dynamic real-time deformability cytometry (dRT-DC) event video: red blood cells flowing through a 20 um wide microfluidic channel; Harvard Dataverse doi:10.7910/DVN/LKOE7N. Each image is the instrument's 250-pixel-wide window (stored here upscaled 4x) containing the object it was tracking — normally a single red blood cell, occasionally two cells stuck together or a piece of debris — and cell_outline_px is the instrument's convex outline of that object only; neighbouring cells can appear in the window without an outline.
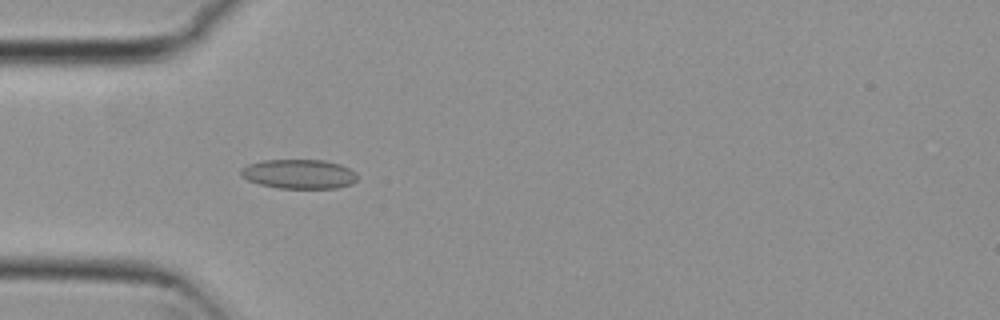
{"species": "common noctule bat (a hibernating species)", "species_latin": "Nyctalus noctula", "temperature_condition": "cold", "stored_images_in_passage": 37, "camera_frame_rate_fps": 3000, "um_per_image_px": 0.085, "animal": {"sex": "female", "body_mass_g": 29.2, "forearm_length_mm": 56.3}, "frame": {"image": 1, "passage_image": 13, "time_ms": 4.0, "image_size_px": [1000, 320], "cell_outline_px": [[356, 180], [352, 184], [336, 188], [276, 188], [260, 184], [248, 180], [240, 176], [240, 172], [248, 164], [264, 160], [324, 160], [340, 164], [356, 172]], "centroid_in_image_um": [25.42, 14.79], "position_along_channel_um": 59.6, "area_um2": 19.88}}
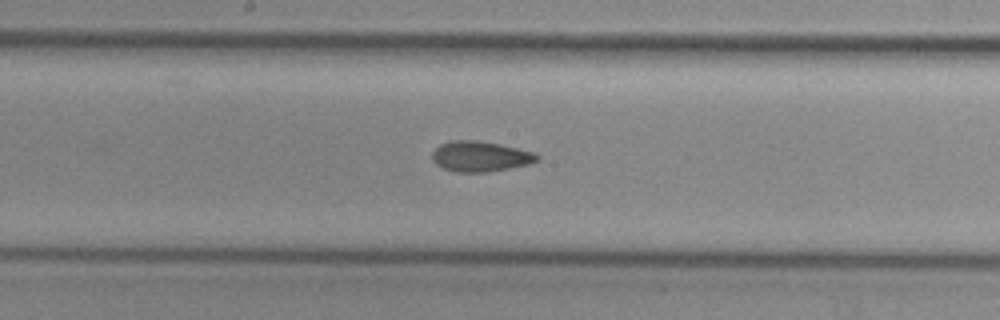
{"frame": {"image": 2, "passage_image": 25, "time_ms": 8.0, "image_size_px": [1000, 320], "cell_outline_px": [[540, 160], [528, 164], [488, 172], [456, 172], [444, 168], [436, 164], [432, 160], [432, 152], [440, 144], [452, 140], [476, 140], [500, 144], [532, 152], [540, 156]], "centroid_in_image_um": [40.81, 13.29], "position_along_channel_um": 207.4, "area_um2": 18.5}}
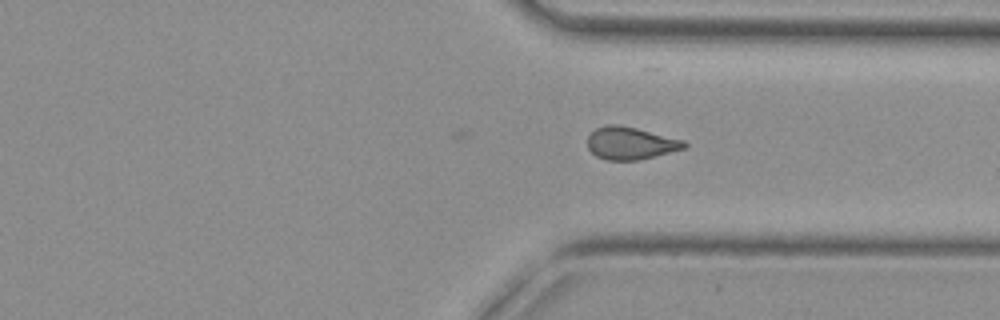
{"frame": {"image": 3, "passage_image": 37, "time_ms": 12.0, "image_size_px": [1000, 320], "cell_outline_px": [[688, 144], [684, 148], [640, 160], [604, 160], [596, 156], [588, 148], [588, 136], [596, 128], [608, 124], [616, 124], [636, 128], [684, 140]], "centroid_in_image_um": [53.57, 12.17], "position_along_channel_um": 357.8, "area_um2": 18.21}}